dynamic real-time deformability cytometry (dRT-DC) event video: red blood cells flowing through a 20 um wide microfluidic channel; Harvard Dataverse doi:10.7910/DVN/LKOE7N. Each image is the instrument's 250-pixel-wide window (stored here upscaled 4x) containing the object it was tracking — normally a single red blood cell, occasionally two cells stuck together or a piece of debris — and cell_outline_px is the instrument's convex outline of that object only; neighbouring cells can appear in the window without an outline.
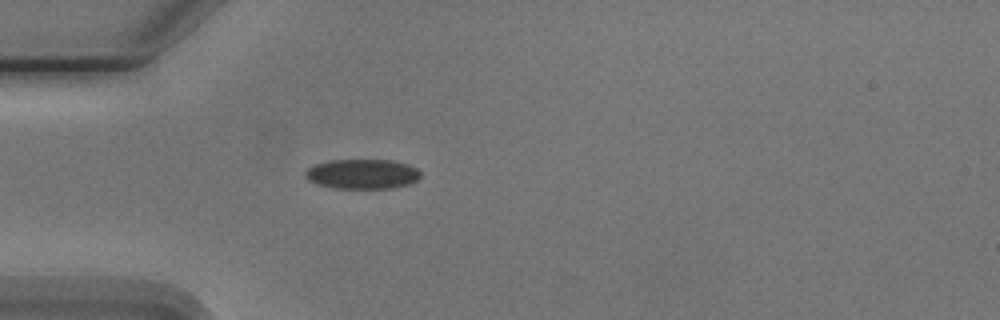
{"species": "Egyptian fruit bat (a non-hibernating species)", "species_latin": "Rousettus aegyptiacus", "temperature_condition": "cold", "stored_images_in_passage": 1, "camera_frame_rate_fps": 3000, "um_per_image_px": 0.085, "animal": {"sex": "male"}, "frame": {"image": 1, "passage_image": 1, "time_ms": 0.0, "image_size_px": [1000, 320], "cell_outline_px": [[420, 176], [416, 180], [408, 184], [388, 188], [332, 188], [316, 184], [308, 180], [304, 176], [304, 172], [308, 168], [316, 164], [328, 160], [392, 160], [408, 164], [416, 168], [420, 172]], "centroid_in_image_um": [30.75, 14.78], "position_along_channel_um": 54.2, "area_um2": 20.0}}